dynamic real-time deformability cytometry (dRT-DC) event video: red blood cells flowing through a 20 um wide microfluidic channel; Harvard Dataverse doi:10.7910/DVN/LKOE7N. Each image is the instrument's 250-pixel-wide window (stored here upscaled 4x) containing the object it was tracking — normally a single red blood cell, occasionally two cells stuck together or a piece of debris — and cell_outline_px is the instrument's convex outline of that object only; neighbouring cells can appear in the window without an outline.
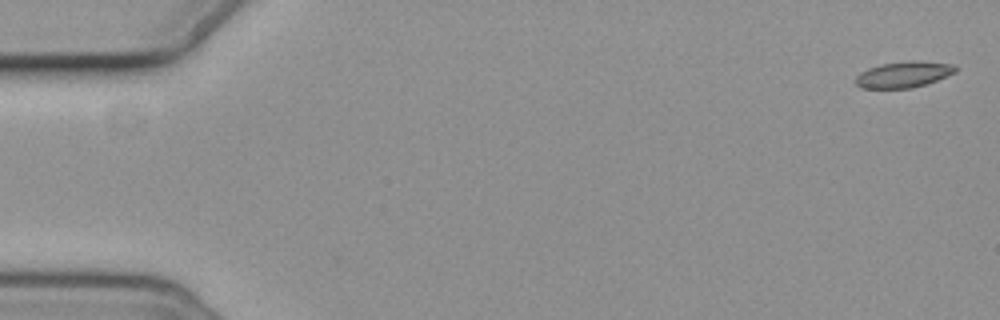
{"species": "common noctule bat (a hibernating species)", "species_latin": "Nyctalus noctula", "temperature_condition": "cold", "stored_images_in_passage": 9, "camera_frame_rate_fps": 3000, "um_per_image_px": 0.085, "animal": {"sex": "female", "body_mass_g": 19.3, "forearm_length_mm": 54.1}, "frame": {"image": 1, "passage_image": 1, "time_ms": 0.0, "image_size_px": [1000, 320], "cell_outline_px": [[956, 72], [936, 80], [912, 88], [860, 88], [856, 84], [856, 76], [860, 72], [868, 68], [880, 64], [912, 60], [916, 60], [956, 64]], "centroid_in_image_um": [76.8, 6.32], "position_along_channel_um": 8.2, "area_um2": 15.2}}
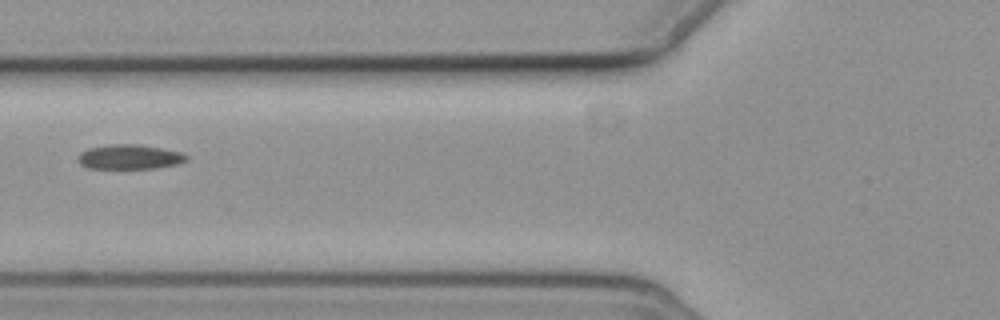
{"frame": {"image": 2, "passage_image": 6, "time_ms": 7.0, "image_size_px": [1000, 320], "cell_outline_px": [[188, 160], [180, 164], [156, 168], [88, 168], [80, 164], [76, 160], [76, 156], [80, 152], [88, 148], [108, 144], [136, 144], [184, 152], [188, 156]], "centroid_in_image_um": [11.01, 13.33], "position_along_channel_um": 114.8, "area_um2": 15.84}}
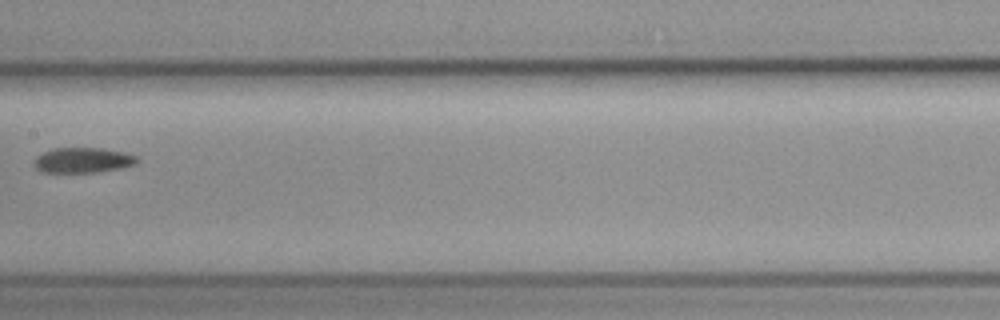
{"frame": {"image": 3, "passage_image": 8, "time_ms": 9.333, "image_size_px": [1000, 320], "cell_outline_px": [[136, 164], [120, 168], [96, 172], [44, 172], [36, 168], [36, 156], [52, 148], [104, 148], [124, 152], [136, 156]], "centroid_in_image_um": [7.05, 13.61], "position_along_channel_um": 200.3, "area_um2": 14.91}}